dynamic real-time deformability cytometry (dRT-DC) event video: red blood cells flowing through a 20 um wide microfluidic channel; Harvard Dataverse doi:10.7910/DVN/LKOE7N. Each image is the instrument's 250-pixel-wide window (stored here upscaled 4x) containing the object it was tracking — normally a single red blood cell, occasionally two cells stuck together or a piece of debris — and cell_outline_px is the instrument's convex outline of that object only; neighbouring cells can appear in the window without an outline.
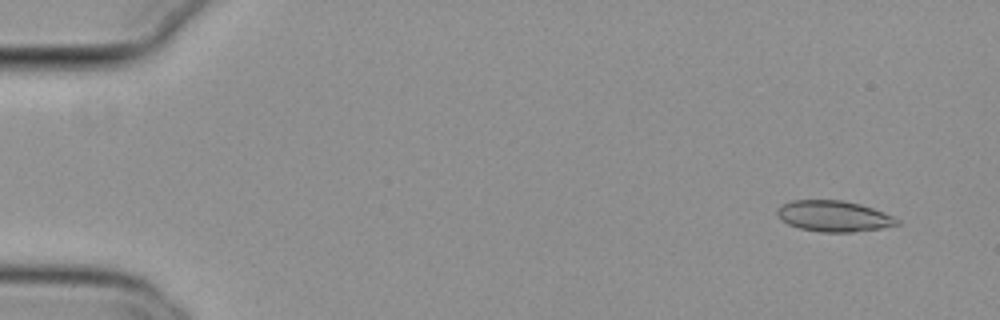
{"species": "common noctule bat (a hibernating species)", "species_latin": "Nyctalus noctula", "temperature_condition": "cold", "stored_images_in_passage": 56, "camera_frame_rate_fps": 3000, "um_per_image_px": 0.085, "animal": {"sex": "female", "body_mass_g": 29.2, "forearm_length_mm": 56.3}, "frame": {"image": 1, "passage_image": 4, "time_ms": 1.0, "image_size_px": [1000, 320], "cell_outline_px": [[900, 224], [880, 228], [852, 232], [820, 232], [800, 228], [788, 224], [780, 220], [776, 212], [776, 208], [792, 200], [840, 200], [860, 204], [872, 208], [892, 216], [900, 220]], "centroid_in_image_um": [70.84, 18.37], "position_along_channel_um": 14.2, "area_um2": 21.5}}
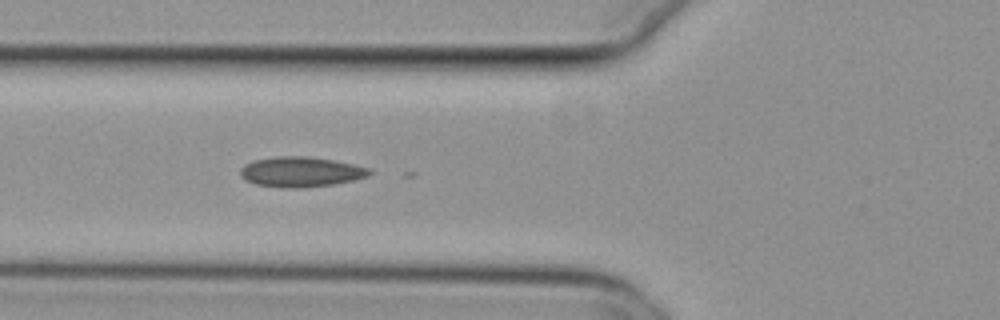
{"frame": {"image": 2, "passage_image": 21, "time_ms": 6.667, "image_size_px": [1000, 320], "cell_outline_px": [[372, 172], [368, 176], [352, 180], [332, 184], [300, 188], [280, 188], [256, 184], [244, 180], [240, 176], [240, 168], [244, 164], [252, 160], [276, 156], [308, 156], [332, 160], [352, 164], [368, 168]], "centroid_in_image_um": [25.49, 14.61], "position_along_channel_um": 100.3, "area_um2": 22.72}}
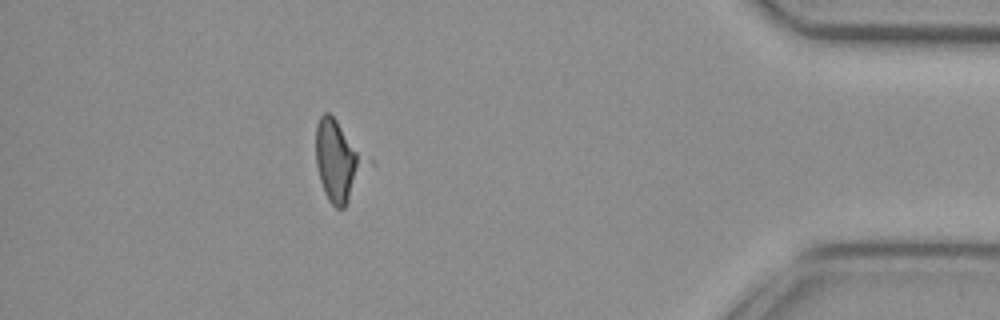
{"frame": {"image": 3, "passage_image": 49, "time_ms": 16.0, "image_size_px": [1000, 320], "cell_outline_px": [[364, 160], [348, 200], [344, 208], [336, 208], [328, 200], [324, 192], [320, 180], [316, 164], [316, 124], [320, 116], [324, 112], [328, 112], [336, 120]], "centroid_in_image_um": [28.56, 13.66], "position_along_channel_um": 406.6, "area_um2": 21.5}}